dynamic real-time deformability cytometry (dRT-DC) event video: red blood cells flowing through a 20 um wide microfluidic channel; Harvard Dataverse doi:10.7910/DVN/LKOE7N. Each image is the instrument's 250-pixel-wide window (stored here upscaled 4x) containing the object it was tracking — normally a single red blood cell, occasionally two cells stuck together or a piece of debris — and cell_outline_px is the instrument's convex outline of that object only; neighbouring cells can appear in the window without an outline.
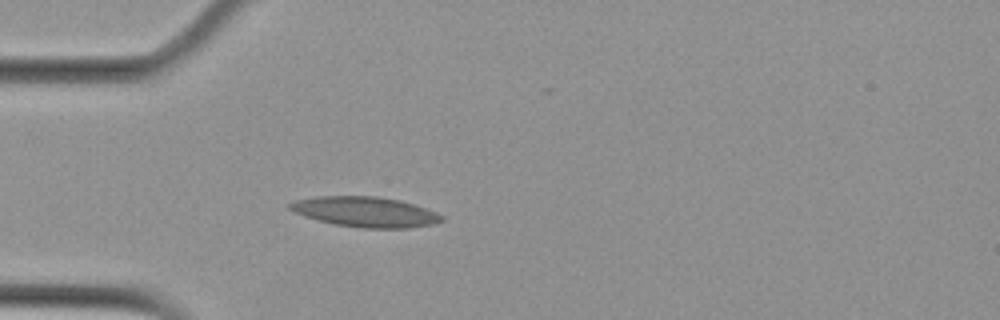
{"species": "Egyptian fruit bat (a non-hibernating species)", "species_latin": "Rousettus aegyptiacus", "temperature_condition": "cold", "stored_images_in_passage": 3, "camera_frame_rate_fps": 3000, "um_per_image_px": 0.085, "animal": {"sex": "female"}, "frame": {"image": 1, "passage_image": 3, "time_ms": 3.333, "image_size_px": [1000, 320], "cell_outline_px": [[444, 220], [432, 224], [408, 228], [364, 228], [332, 224], [304, 216], [288, 208], [288, 204], [296, 200], [316, 196], [376, 196], [400, 200], [436, 212], [444, 216]], "centroid_in_image_um": [31.04, 18.01], "position_along_channel_um": 54.0, "area_um2": 26.65}}